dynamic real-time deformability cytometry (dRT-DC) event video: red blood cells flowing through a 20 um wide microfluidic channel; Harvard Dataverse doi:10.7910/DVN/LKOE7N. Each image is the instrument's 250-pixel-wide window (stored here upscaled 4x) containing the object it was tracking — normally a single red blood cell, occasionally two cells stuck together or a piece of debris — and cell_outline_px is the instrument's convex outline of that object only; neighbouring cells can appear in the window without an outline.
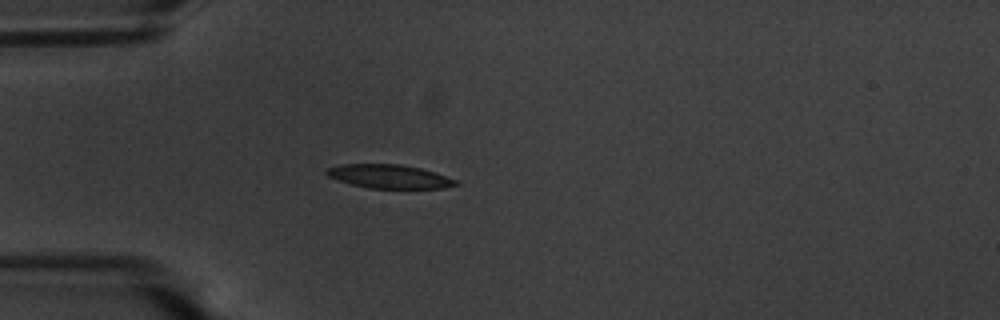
{"species": "common noctule bat (a hibernating species)", "species_latin": "Nyctalus noctula", "temperature_condition": "warm", "stored_images_in_passage": 42, "camera_frame_rate_fps": 3000, "um_per_image_px": 0.085, "animal": {"sex": "male", "body_mass_g": 20.1, "forearm_length_mm": 53.5}, "frame": {"image": 1, "passage_image": 1, "time_ms": 0.0, "image_size_px": [1000, 320], "cell_outline_px": [[460, 184], [444, 188], [368, 188], [352, 184], [328, 176], [324, 172], [328, 168], [340, 164], [400, 164], [420, 168], [456, 180]], "centroid_in_image_um": [33.07, 14.99], "position_along_channel_um": 51.9, "area_um2": 17.57}}
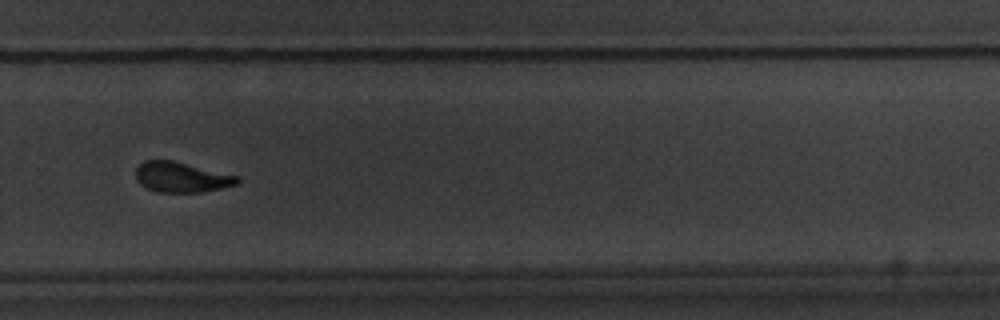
{"frame": {"image": 2, "passage_image": 24, "time_ms": 7.667, "image_size_px": [1000, 320], "cell_outline_px": [[240, 180], [236, 184], [220, 188], [200, 192], [156, 192], [140, 184], [136, 180], [136, 168], [144, 160], [172, 160], [240, 176]], "centroid_in_image_um": [15.41, 15.05], "position_along_channel_um": 314.4, "area_um2": 17.86}}
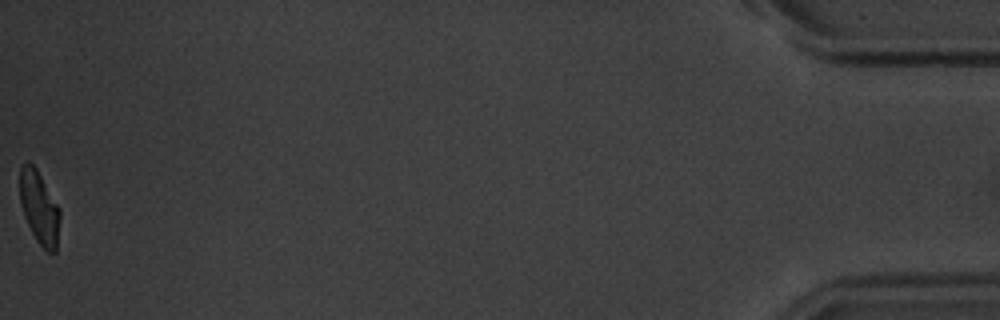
{"frame": {"image": 3, "passage_image": 42, "time_ms": 13.667, "image_size_px": [1000, 320], "cell_outline_px": [[60, 216], [56, 252], [48, 252], [36, 240], [24, 216], [20, 204], [20, 168], [24, 160], [28, 160], [36, 168], [60, 208]], "centroid_in_image_um": [3.33, 17.61], "position_along_channel_um": 431.9, "area_um2": 17.05}, "authors_computed_cell_mechanics": {"area_um2": 18.5538, "velocity_mm_per_s": 3.5566, "shape_relaxation_time_tau1_ms": 3.1603, "shape_relaxation_time_tau2_ms": 1.9005, "deformation_change_tau1": 0.1566, "deformation_change_tau2": 0.0865}}